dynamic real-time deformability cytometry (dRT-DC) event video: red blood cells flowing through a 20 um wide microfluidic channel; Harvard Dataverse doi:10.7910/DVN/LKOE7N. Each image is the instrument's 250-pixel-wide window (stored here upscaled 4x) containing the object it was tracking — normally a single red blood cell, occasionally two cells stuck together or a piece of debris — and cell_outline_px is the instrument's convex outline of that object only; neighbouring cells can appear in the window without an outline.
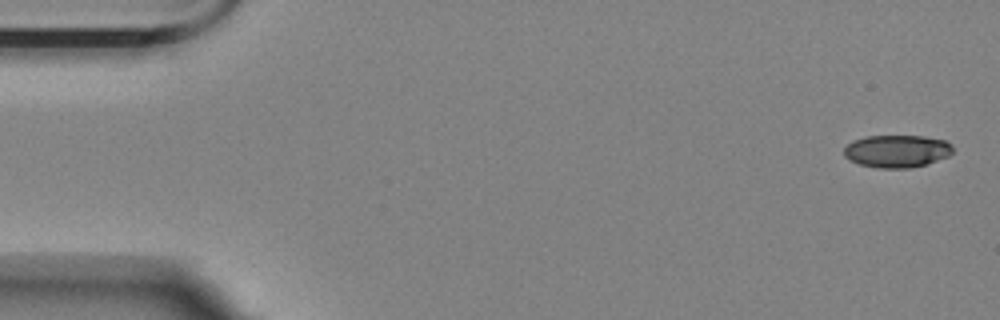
{"species": "Egyptian fruit bat (a non-hibernating species)", "species_latin": "Rousettus aegyptiacus", "temperature_condition": "room temperature", "stored_images_in_passage": 56, "camera_frame_rate_fps": 3000, "um_per_image_px": 0.085, "animal": {"sex": "female"}, "frame": {"image": 1, "passage_image": 1, "time_ms": 0.0, "image_size_px": [1000, 320], "cell_outline_px": [[952, 152], [948, 156], [912, 168], [880, 168], [860, 164], [848, 160], [844, 156], [844, 148], [852, 140], [864, 136], [924, 136], [944, 140], [952, 144]], "centroid_in_image_um": [76.2, 12.84], "position_along_channel_um": 8.8, "area_um2": 20.63}}
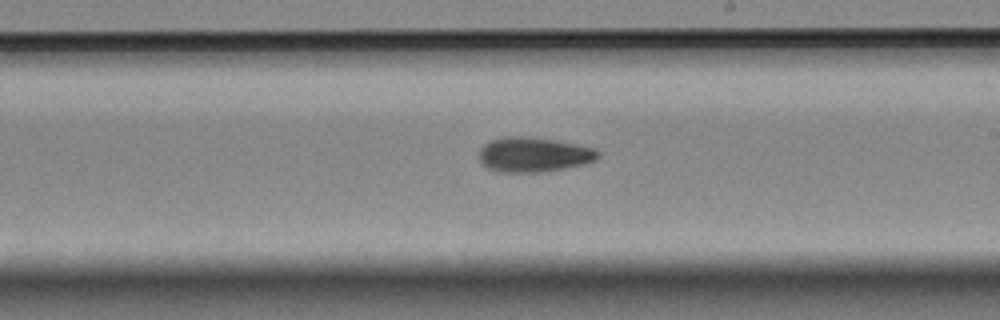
{"frame": {"image": 2, "passage_image": 32, "time_ms": 10.333, "image_size_px": [1000, 320], "cell_outline_px": [[600, 156], [596, 160], [580, 164], [540, 172], [500, 172], [488, 168], [480, 160], [480, 148], [484, 144], [492, 140], [504, 136], [532, 136], [556, 140], [596, 148], [600, 152]], "centroid_in_image_um": [45.37, 13.12], "position_along_channel_um": 243.6, "area_um2": 23.99}}
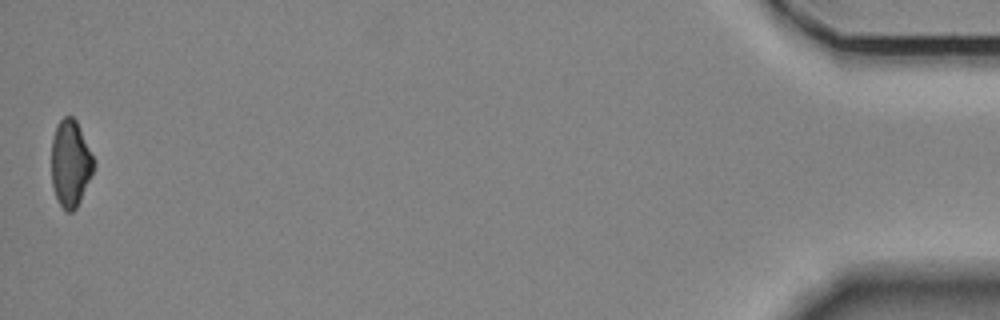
{"frame": {"image": 3, "passage_image": 56, "time_ms": 18.333, "image_size_px": [1000, 320], "cell_outline_px": [[92, 172], [80, 200], [76, 208], [72, 212], [64, 212], [56, 196], [52, 184], [52, 140], [56, 124], [64, 116], [72, 116], [76, 120], [92, 156]], "centroid_in_image_um": [5.95, 13.89], "position_along_channel_um": 429.3, "area_um2": 20.81}, "authors_computed_cell_mechanics": {"area_um2": 22.7443, "velocity_mm_per_s": 3.4902, "shape_relaxation_time_tau1_ms": 4.9408, "shape_relaxation_time_tau2_ms": null, "deformation_change_tau1": 0.1367, "deformation_change_tau2": null}}